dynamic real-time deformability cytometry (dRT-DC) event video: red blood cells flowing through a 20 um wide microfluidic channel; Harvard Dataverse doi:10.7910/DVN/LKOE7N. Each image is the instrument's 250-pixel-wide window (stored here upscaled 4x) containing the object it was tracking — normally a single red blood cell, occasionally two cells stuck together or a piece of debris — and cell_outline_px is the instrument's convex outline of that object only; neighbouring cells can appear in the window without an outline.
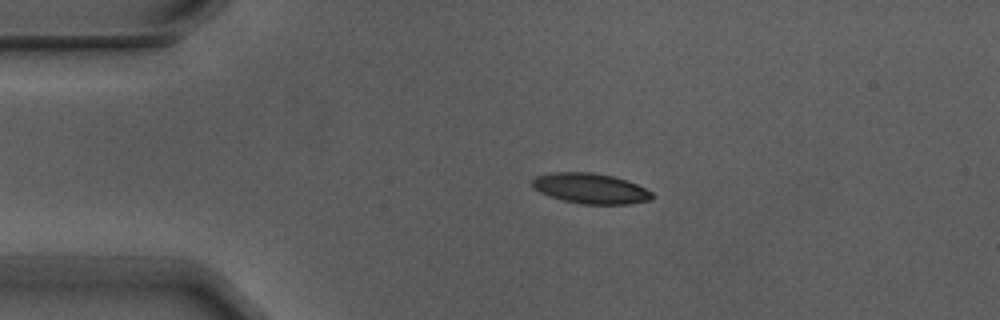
{"species": "Egyptian fruit bat (a non-hibernating species)", "species_latin": "Rousettus aegyptiacus", "temperature_condition": "warm", "stored_images_in_passage": 4, "camera_frame_rate_fps": 3000, "um_per_image_px": 0.085, "animal": {"sex": "male"}, "frame": {"image": 1, "passage_image": 3, "time_ms": 0.667, "image_size_px": [1000, 320], "cell_outline_px": [[656, 196], [652, 200], [628, 204], [580, 204], [564, 200], [540, 192], [532, 184], [532, 180], [536, 176], [552, 172], [592, 172], [612, 176], [636, 184], [652, 192]], "centroid_in_image_um": [50.23, 16.02], "position_along_channel_um": 34.8, "area_um2": 21.04}}